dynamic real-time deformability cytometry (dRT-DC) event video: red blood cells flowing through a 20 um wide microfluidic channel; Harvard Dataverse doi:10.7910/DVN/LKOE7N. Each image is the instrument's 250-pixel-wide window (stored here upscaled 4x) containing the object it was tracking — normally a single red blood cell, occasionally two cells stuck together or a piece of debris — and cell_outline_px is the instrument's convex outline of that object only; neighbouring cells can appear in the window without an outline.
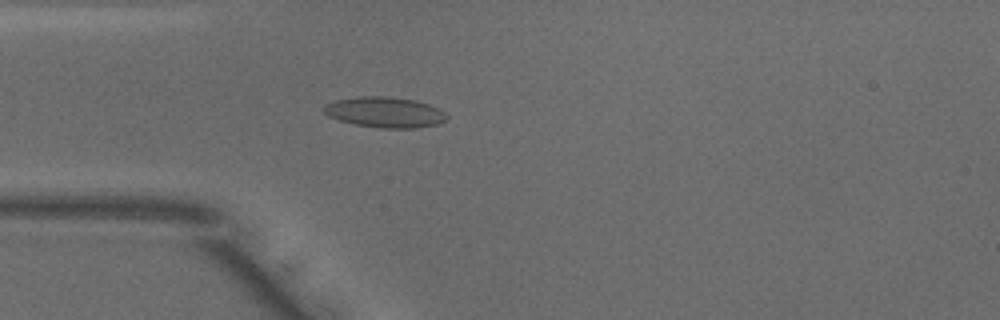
{"species": "common noctule bat (a hibernating species)", "species_latin": "Nyctalus noctula", "temperature_condition": "warm", "stored_images_in_passage": 49, "camera_frame_rate_fps": 3000, "um_per_image_px": 0.085, "animal": {"sex": "male", "body_mass_g": 18.8}, "frame": {"image": 1, "passage_image": 13, "time_ms": 4.0, "image_size_px": [1000, 320], "cell_outline_px": [[448, 116], [444, 120], [436, 124], [416, 128], [380, 128], [356, 124], [340, 120], [328, 116], [324, 112], [324, 104], [336, 100], [360, 96], [388, 96], [416, 100], [440, 108]], "centroid_in_image_um": [32.72, 9.53], "position_along_channel_um": 52.3, "area_um2": 21.85}}
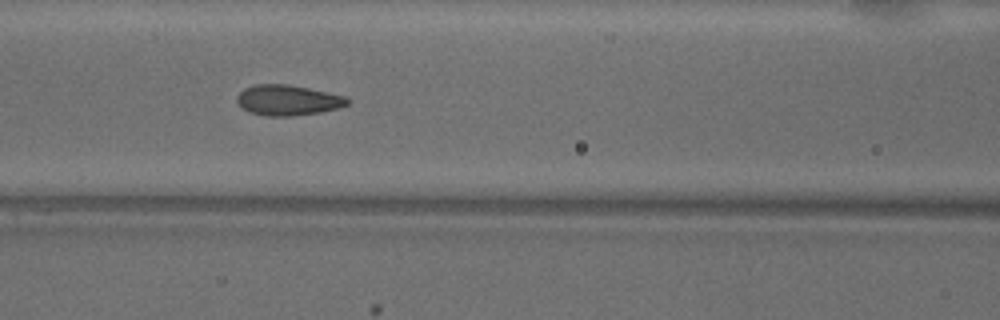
{"frame": {"image": 2, "passage_image": 20, "time_ms": 6.333, "image_size_px": [1000, 320], "cell_outline_px": [[352, 100], [348, 104], [336, 108], [320, 112], [292, 116], [264, 116], [252, 112], [244, 108], [236, 100], [236, 96], [244, 88], [252, 84], [288, 84], [308, 88], [344, 96]], "centroid_in_image_um": [24.45, 8.5], "position_along_channel_um": 142.1, "area_um2": 19.48}}
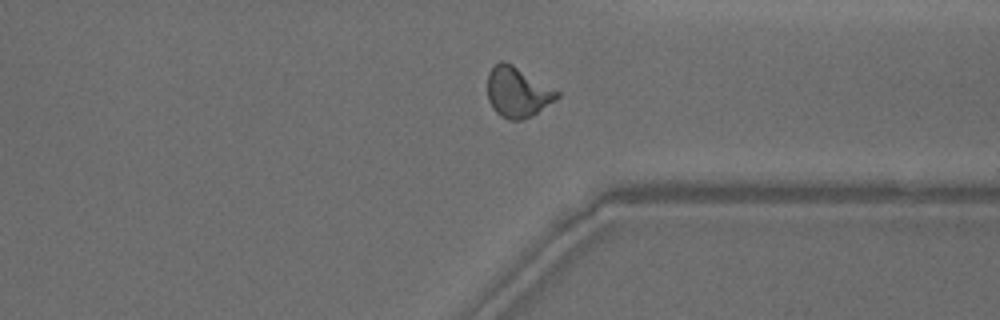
{"frame": {"image": 3, "passage_image": 37, "time_ms": 12.0, "image_size_px": [1000, 320], "cell_outline_px": [[560, 96], [556, 100], [532, 116], [520, 120], [508, 120], [496, 112], [492, 108], [488, 100], [488, 72], [500, 60], [504, 60], [512, 64], [560, 92]], "centroid_in_image_um": [43.99, 7.84], "position_along_channel_um": 367.4, "area_um2": 20.35}, "authors_computed_cell_mechanics": {"area_um2": 19.7098, "velocity_mm_per_s": 4.0123, "shape_relaxation_time_tau1_ms": 5.8637, "shape_relaxation_time_tau2_ms": 0.9332, "deformation_change_tau1": 0.1916, "deformation_change_tau2": 0.051}}